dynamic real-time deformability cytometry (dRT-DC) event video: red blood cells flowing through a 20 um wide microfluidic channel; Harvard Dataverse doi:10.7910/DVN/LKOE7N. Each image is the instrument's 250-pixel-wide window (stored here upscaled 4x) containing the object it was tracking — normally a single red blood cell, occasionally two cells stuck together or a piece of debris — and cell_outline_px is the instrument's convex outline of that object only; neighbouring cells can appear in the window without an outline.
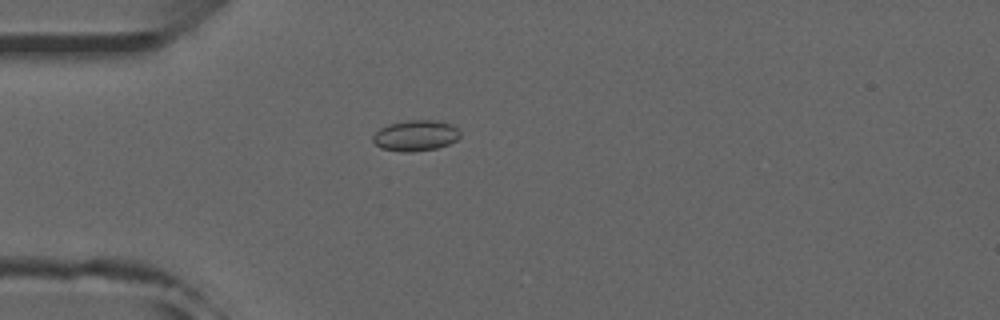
{"species": "common noctule bat (a hibernating species)", "species_latin": "Nyctalus noctula", "temperature_condition": "room temperature", "stored_images_in_passage": 52, "camera_frame_rate_fps": 3000, "um_per_image_px": 0.085, "animal": {"sex": "male", "forearm_length_mm": 52.5}, "frame": {"image": 1, "passage_image": 15, "time_ms": 4.667, "image_size_px": [1000, 320], "cell_outline_px": [[460, 136], [456, 140], [448, 144], [436, 148], [408, 152], [400, 152], [380, 148], [372, 140], [372, 136], [380, 128], [388, 124], [408, 120], [432, 120], [452, 124], [460, 132]], "centroid_in_image_um": [35.3, 11.52], "position_along_channel_um": 49.7, "area_um2": 15.61}}
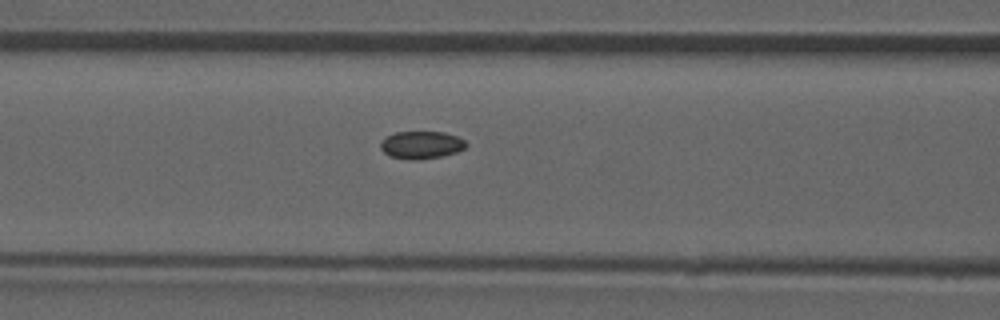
{"frame": {"image": 2, "passage_image": 22, "time_ms": 7.0, "image_size_px": [1000, 320], "cell_outline_px": [[468, 144], [464, 148], [456, 152], [440, 156], [416, 160], [408, 160], [388, 156], [380, 148], [380, 144], [388, 136], [396, 132], [444, 132], [456, 136], [464, 140]], "centroid_in_image_um": [35.8, 12.33], "position_along_channel_um": 130.8, "area_um2": 13.64}}
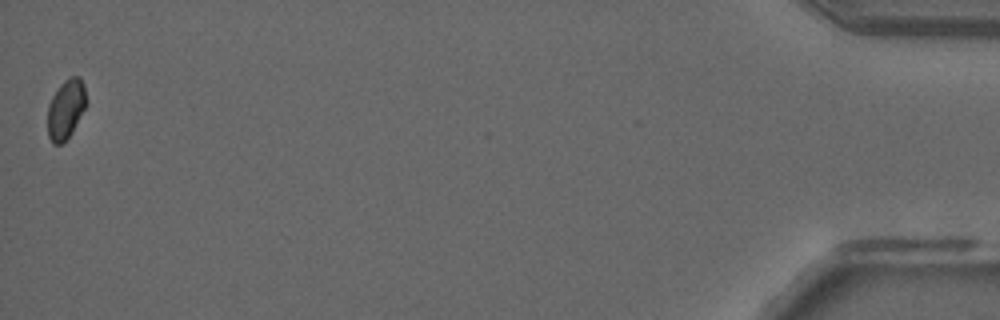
{"frame": {"image": 3, "passage_image": 52, "time_ms": 17.0, "image_size_px": [1000, 320], "cell_outline_px": [[88, 104], [72, 132], [60, 144], [52, 144], [48, 136], [48, 104], [52, 96], [60, 84], [64, 80], [72, 76], [80, 76], [84, 84]], "centroid_in_image_um": [5.62, 9.25], "position_along_channel_um": 429.6, "area_um2": 13.58}, "authors_computed_cell_mechanics": {"area_um2": 14.1899, "velocity_mm_per_s": 3.9701, "shape_relaxation_time_tau1_ms": null, "shape_relaxation_time_tau2_ms": 1.9341, "deformation_change_tau1": null, "deformation_change_tau2": 0.0445}}